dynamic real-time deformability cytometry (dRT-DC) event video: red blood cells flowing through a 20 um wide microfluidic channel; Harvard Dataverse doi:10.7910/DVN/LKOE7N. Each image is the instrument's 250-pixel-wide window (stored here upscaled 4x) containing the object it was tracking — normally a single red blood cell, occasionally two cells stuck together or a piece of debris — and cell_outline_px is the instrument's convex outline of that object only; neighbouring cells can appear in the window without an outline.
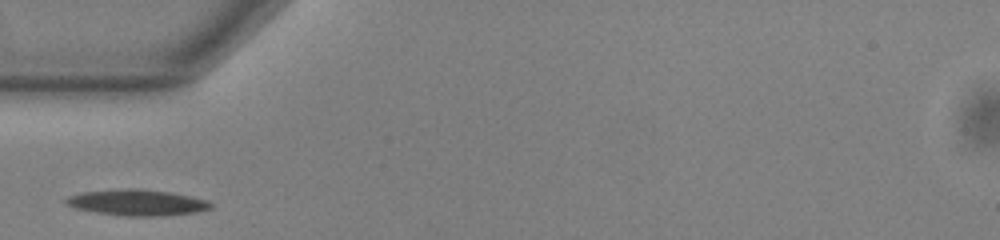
{"species": "common noctule bat (a hibernating species)", "species_latin": "Nyctalus noctula", "temperature_condition": "warm", "stored_images_in_passage": 26, "camera_frame_rate_fps": 3000, "um_per_image_px": 0.085, "animal": {"sex": "male", "body_mass_g": 13.0, "forearm_length_mm": 53.1}, "frame": {"image": 1, "passage_image": 1, "time_ms": 0.0, "image_size_px": [1000, 240], "cell_outline_px": [[212, 208], [196, 212], [164, 216], [128, 216], [96, 212], [76, 208], [64, 204], [64, 200], [68, 196], [84, 192], [128, 188], [140, 188], [172, 192], [192, 196], [208, 200], [212, 204]], "centroid_in_image_um": [11.69, 17.21], "position_along_channel_um": 73.3, "area_um2": 22.08}}
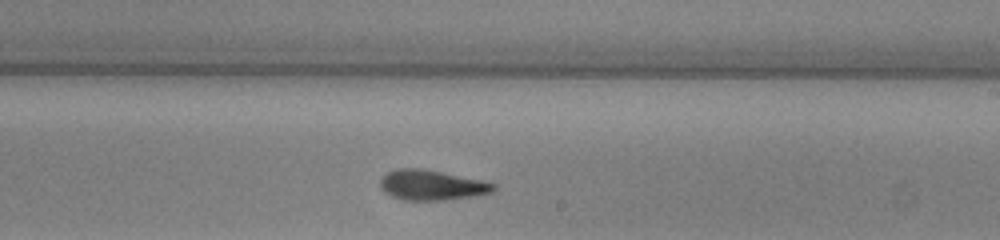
{"frame": {"image": 2, "passage_image": 15, "time_ms": 4.667, "image_size_px": [1000, 240], "cell_outline_px": [[496, 188], [492, 192], [476, 196], [448, 200], [404, 200], [392, 196], [384, 192], [380, 188], [380, 180], [388, 172], [396, 168], [420, 168], [480, 180], [496, 184]], "centroid_in_image_um": [36.68, 15.75], "position_along_channel_um": 252.3, "area_um2": 19.83}}
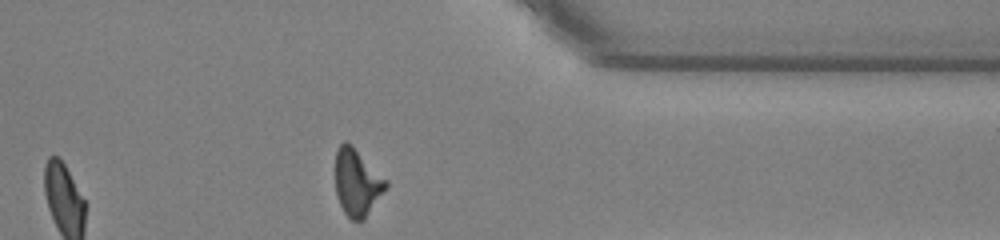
{"frame": {"image": 3, "passage_image": 26, "time_ms": 8.333, "image_size_px": [1000, 240], "cell_outline_px": [[388, 184], [364, 220], [352, 220], [344, 212], [336, 196], [336, 148], [344, 140], [352, 144], [388, 180]], "centroid_in_image_um": [30.34, 15.47], "position_along_channel_um": 381.1, "area_um2": 19.71}}